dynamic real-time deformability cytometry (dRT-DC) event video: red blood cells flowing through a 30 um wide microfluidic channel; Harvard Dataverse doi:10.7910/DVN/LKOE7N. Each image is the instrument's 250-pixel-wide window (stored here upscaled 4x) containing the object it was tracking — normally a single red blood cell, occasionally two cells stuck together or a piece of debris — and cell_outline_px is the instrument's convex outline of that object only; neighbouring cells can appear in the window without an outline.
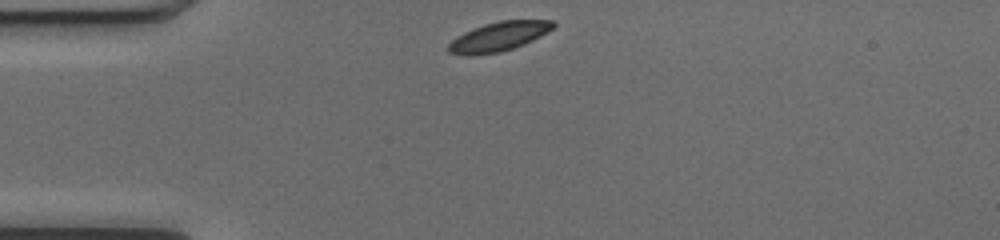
{"species": "common noctule bat (a hibernating species)", "species_latin": "Nyctalus noctula", "temperature_condition": "cold", "stored_images_in_passage": 40, "camera_frame_rate_fps": 3000, "um_per_image_px": 0.085, "animal": {"sex": "female", "body_mass_g": 17.0, "forearm_length_mm": 48.0}, "frame": {"image": 1, "passage_image": 1, "time_ms": 0.0, "image_size_px": [1000, 240], "cell_outline_px": [[556, 24], [548, 32], [524, 44], [500, 52], [468, 56], [448, 52], [444, 48], [456, 36], [472, 28], [484, 24], [500, 20], [552, 20]], "centroid_in_image_um": [42.34, 3.11], "position_along_channel_um": 42.7, "area_um2": 17.98}}
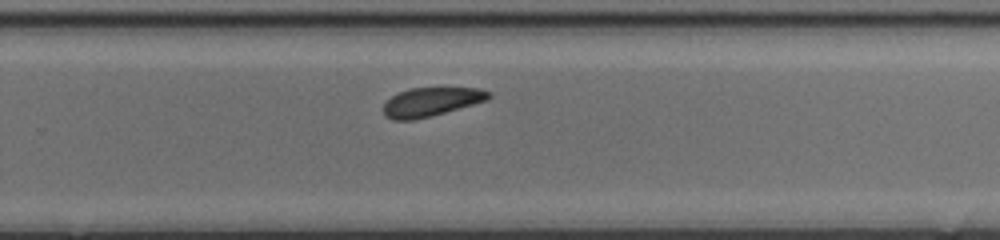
{"frame": {"image": 2, "passage_image": 22, "time_ms": 7.0, "image_size_px": [1000, 240], "cell_outline_px": [[492, 96], [488, 100], [432, 116], [412, 120], [392, 120], [384, 116], [380, 108], [392, 96], [408, 88], [480, 88], [492, 92]], "centroid_in_image_um": [36.64, 8.66], "position_along_channel_um": 293.2, "area_um2": 17.92}}
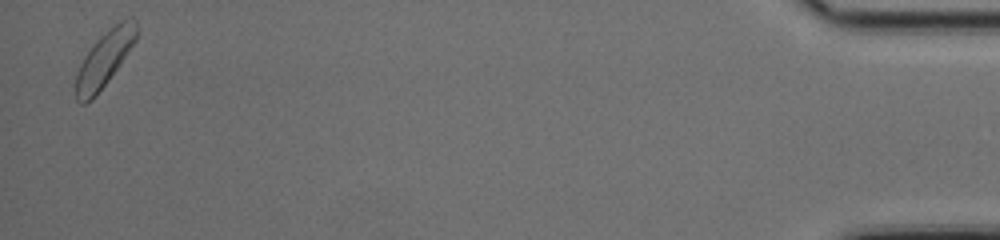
{"frame": {"image": 3, "passage_image": 39, "time_ms": 12.667, "image_size_px": [1000, 240], "cell_outline_px": [[140, 28], [136, 40], [108, 80], [96, 96], [92, 100], [84, 104], [80, 104], [76, 100], [76, 76], [80, 64], [84, 56], [96, 40], [100, 36], [120, 20], [132, 16], [136, 20]], "centroid_in_image_um": [8.9, 4.98], "position_along_channel_um": 426.3, "area_um2": 19.59}, "authors_computed_cell_mechanics": {"area_um2": 18.785, "velocity_mm_per_s": 3.9762, "shape_relaxation_time_tau1_ms": 1.9067, "shape_relaxation_time_tau2_ms": null, "deformation_change_tau1": 0.0638, "deformation_change_tau2": null}}